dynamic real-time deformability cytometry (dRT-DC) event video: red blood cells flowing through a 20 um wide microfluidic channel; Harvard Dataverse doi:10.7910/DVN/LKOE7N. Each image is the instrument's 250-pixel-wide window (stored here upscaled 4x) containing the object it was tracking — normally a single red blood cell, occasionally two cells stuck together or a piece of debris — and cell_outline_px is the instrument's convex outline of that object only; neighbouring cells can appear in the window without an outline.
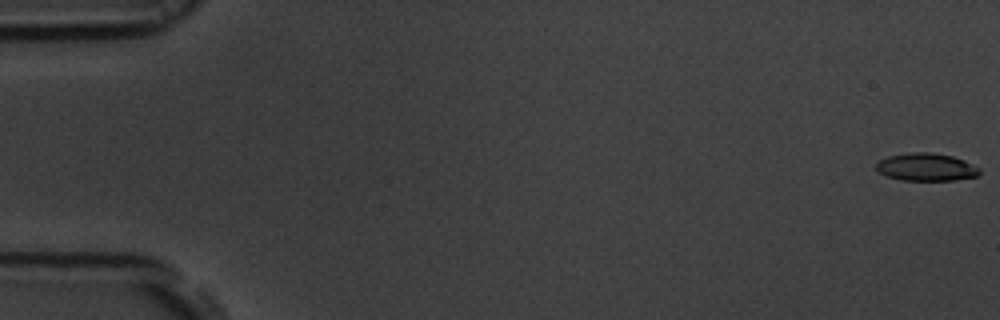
{"species": "common noctule bat (a hibernating species)", "species_latin": "Nyctalus noctula", "temperature_condition": "room temperature", "stored_images_in_passage": 54, "camera_frame_rate_fps": 3000, "um_per_image_px": 0.085, "animal": {"sex": "male", "body_mass_g": 19.5, "forearm_length_mm": 54.6}, "frame": {"image": 1, "passage_image": 1, "time_ms": 0.0, "image_size_px": [1000, 320], "cell_outline_px": [[980, 172], [976, 176], [952, 180], [900, 180], [888, 176], [880, 172], [876, 168], [876, 164], [880, 160], [888, 156], [908, 152], [932, 152], [952, 156], [964, 160], [980, 168]], "centroid_in_image_um": [78.73, 14.19], "position_along_channel_um": 6.3, "area_um2": 16.59}}
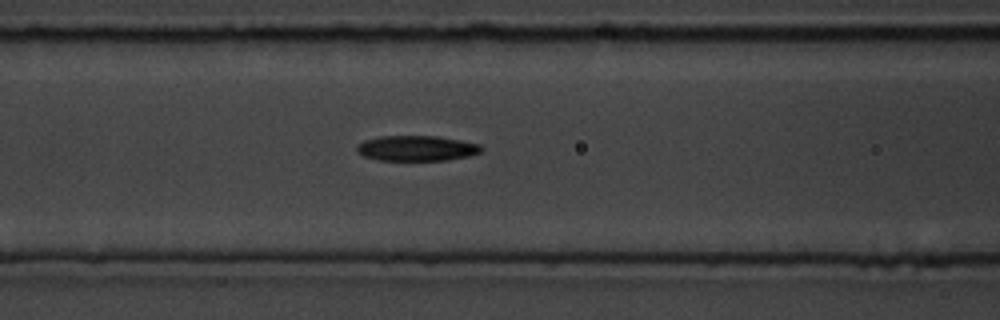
{"frame": {"image": 2, "passage_image": 23, "time_ms": 7.333, "image_size_px": [1000, 320], "cell_outline_px": [[484, 148], [480, 152], [468, 156], [448, 160], [376, 160], [364, 156], [356, 148], [364, 140], [380, 136], [436, 136], [460, 140], [480, 144]], "centroid_in_image_um": [35.44, 12.6], "position_along_channel_um": 131.2, "area_um2": 18.26}}
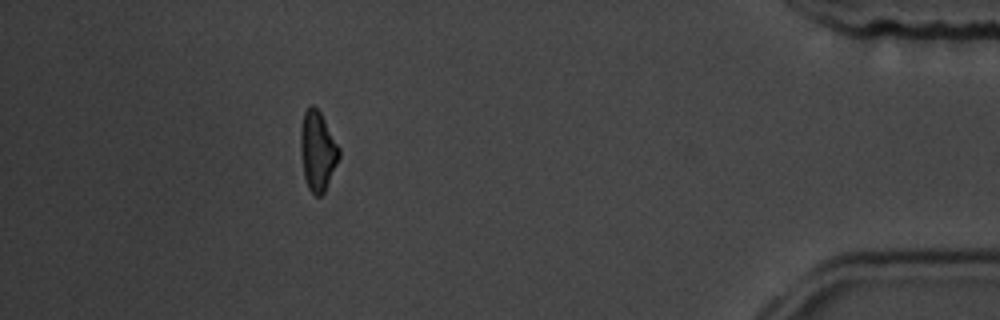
{"frame": {"image": 3, "passage_image": 49, "time_ms": 16.0, "image_size_px": [1000, 320], "cell_outline_px": [[340, 156], [324, 192], [320, 196], [316, 196], [308, 188], [304, 176], [300, 152], [300, 128], [304, 112], [312, 104], [320, 112], [340, 148]], "centroid_in_image_um": [26.98, 12.82], "position_along_channel_um": 408.2, "area_um2": 17.74}, "authors_computed_cell_mechanics": {"area_um2": 18.2937, "velocity_mm_per_s": 3.8149, "shape_relaxation_time_tau1_ms": 3.8704, "shape_relaxation_time_tau2_ms": 2.3097, "deformation_change_tau1": 0.1461, "deformation_change_tau2": 0.0962}}